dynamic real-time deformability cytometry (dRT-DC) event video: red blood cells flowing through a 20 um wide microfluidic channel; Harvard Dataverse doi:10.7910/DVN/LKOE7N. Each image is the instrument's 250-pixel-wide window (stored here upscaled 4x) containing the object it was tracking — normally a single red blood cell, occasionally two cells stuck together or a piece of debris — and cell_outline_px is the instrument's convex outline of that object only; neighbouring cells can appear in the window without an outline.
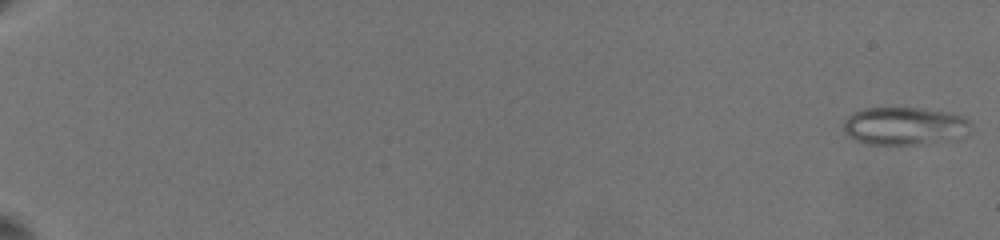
{"species": "common noctule bat (a hibernating species)", "species_latin": "Nyctalus noctula", "temperature_condition": "warm", "stored_images_in_passage": 63, "camera_frame_rate_fps": 3000, "um_per_image_px": 0.085, "animal": {"sex": "female", "body_mass_g": 19.5, "forearm_length_mm": 54.1}, "frame": {"image": 1, "passage_image": 1, "time_ms": 0.0, "image_size_px": [1000, 240], "cell_outline_px": [[972, 124], [968, 136], [964, 140], [924, 144], [868, 144], [856, 140], [848, 136], [844, 132], [844, 120], [852, 112], [864, 108], [924, 108], [952, 112], [964, 116], [972, 120]], "centroid_in_image_um": [77.03, 10.72], "position_along_channel_um": 8.0, "area_um2": 29.19}}
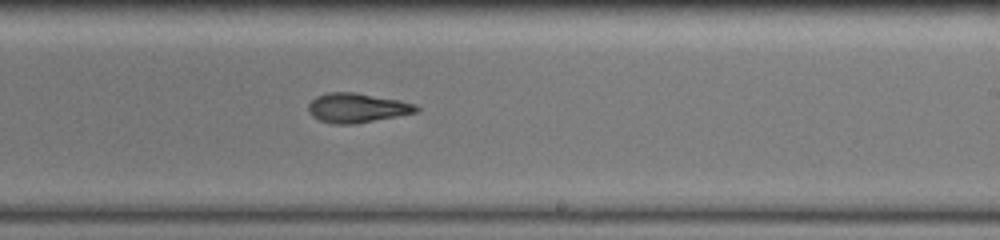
{"frame": {"image": 2, "passage_image": 42, "time_ms": 13.667, "image_size_px": [1000, 240], "cell_outline_px": [[420, 108], [416, 112], [356, 124], [336, 124], [320, 120], [312, 116], [308, 112], [308, 104], [316, 96], [328, 92], [352, 92], [400, 100], [416, 104]], "centroid_in_image_um": [30.33, 9.17], "position_along_channel_um": 258.7, "area_um2": 18.44}}
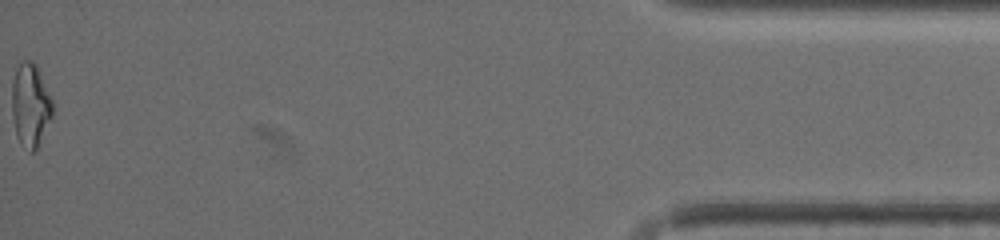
{"frame": {"image": 3, "passage_image": 63, "time_ms": 20.667, "image_size_px": [1000, 240], "cell_outline_px": [[52, 116], [36, 152], [28, 152], [20, 144], [16, 136], [12, 112], [12, 80], [16, 68], [24, 60], [32, 60], [36, 64], [52, 100]], "centroid_in_image_um": [2.57, 8.97], "position_along_channel_um": 432.6, "area_um2": 19.88}, "authors_computed_cell_mechanics": {"area_um2": 19.074, "velocity_mm_per_s": 3.582, "shape_relaxation_time_tau1_ms": 9.094, "shape_relaxation_time_tau2_ms": 2.4922, "deformation_change_tau1": 0.2561, "deformation_change_tau2": 0.0995}}